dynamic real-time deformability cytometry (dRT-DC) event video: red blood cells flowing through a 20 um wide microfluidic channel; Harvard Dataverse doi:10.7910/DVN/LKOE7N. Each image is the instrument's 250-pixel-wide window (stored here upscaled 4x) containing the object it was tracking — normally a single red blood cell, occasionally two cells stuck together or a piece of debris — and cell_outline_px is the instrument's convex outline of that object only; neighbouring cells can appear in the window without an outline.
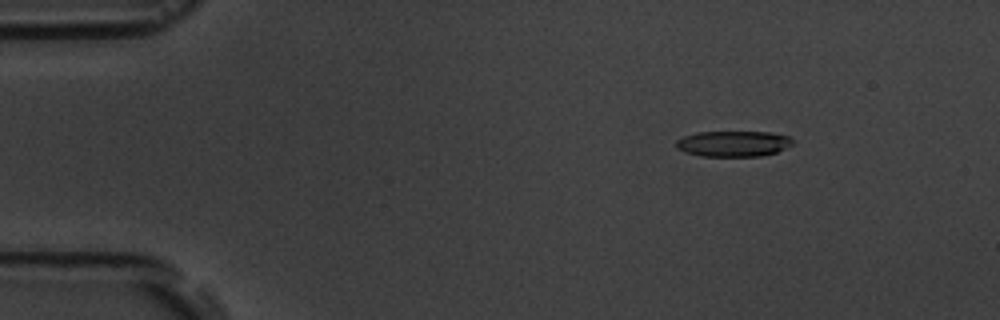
{"species": "common noctule bat (a hibernating species)", "species_latin": "Nyctalus noctula", "temperature_condition": "room temperature", "stored_images_in_passage": 4, "camera_frame_rate_fps": 3000, "um_per_image_px": 0.085, "animal": {"sex": "male", "body_mass_g": 19.5, "forearm_length_mm": 54.6}, "frame": {"image": 1, "passage_image": 2, "time_ms": 1.333, "image_size_px": [1000, 320], "cell_outline_px": [[792, 144], [776, 152], [760, 156], [700, 156], [684, 152], [676, 148], [676, 140], [684, 136], [696, 132], [768, 132], [788, 136], [792, 140]], "centroid_in_image_um": [62.28, 12.21], "position_along_channel_um": 22.7, "area_um2": 17.4}}
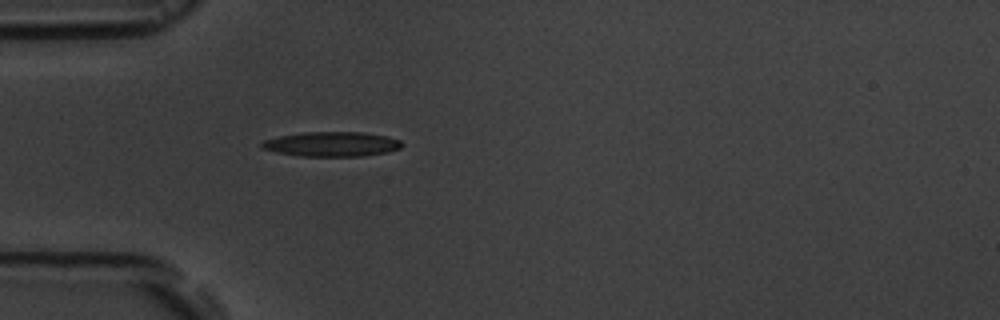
{"frame": {"image": 2, "passage_image": 4, "time_ms": 4.333, "image_size_px": [1000, 320], "cell_outline_px": [[404, 144], [400, 148], [388, 152], [364, 156], [300, 156], [276, 152], [260, 148], [260, 144], [264, 140], [280, 136], [304, 132], [364, 132], [388, 136], [400, 140]], "centroid_in_image_um": [28.22, 12.25], "position_along_channel_um": 56.8, "area_um2": 20.29}}